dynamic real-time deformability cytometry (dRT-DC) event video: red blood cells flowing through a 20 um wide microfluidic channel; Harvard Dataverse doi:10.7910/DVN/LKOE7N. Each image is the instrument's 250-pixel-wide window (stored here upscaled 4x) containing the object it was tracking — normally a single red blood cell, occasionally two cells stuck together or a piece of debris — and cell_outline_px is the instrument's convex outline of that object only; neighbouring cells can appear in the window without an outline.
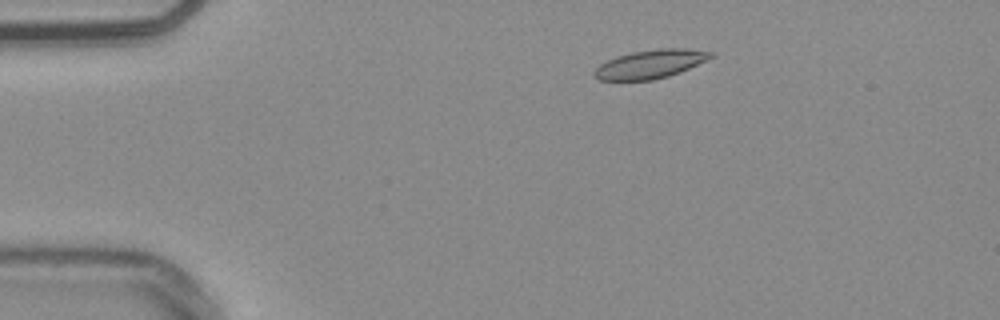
{"species": "common noctule bat (a hibernating species)", "species_latin": "Nyctalus noctula", "temperature_condition": "warm", "stored_images_in_passage": 51, "camera_frame_rate_fps": 3000, "um_per_image_px": 0.085, "animal": {"sex": "male", "body_mass_g": 20.4}, "frame": {"image": 1, "passage_image": 7, "time_ms": 2.0, "image_size_px": [1000, 320], "cell_outline_px": [[716, 56], [680, 72], [668, 76], [652, 80], [600, 80], [592, 76], [592, 72], [600, 64], [616, 56], [632, 52], [660, 48], [688, 48], [716, 52]], "centroid_in_image_um": [55.31, 5.43], "position_along_channel_um": 29.7, "area_um2": 19.59}}
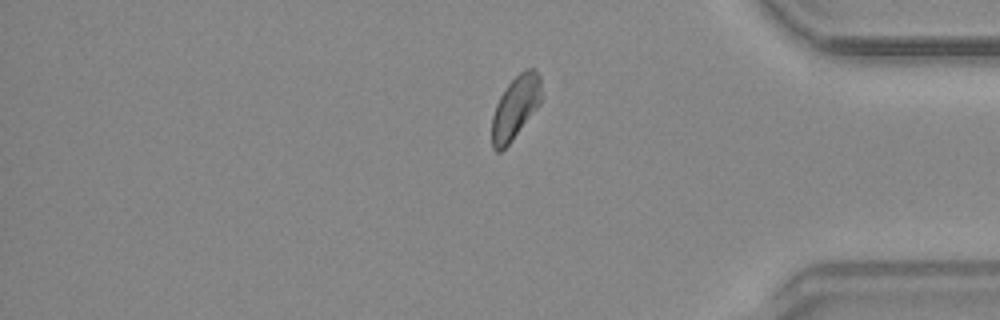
{"frame": {"image": 2, "passage_image": 42, "time_ms": 13.667, "image_size_px": [1000, 320], "cell_outline_px": [[540, 104], [512, 140], [500, 152], [496, 152], [492, 148], [492, 116], [496, 104], [500, 96], [508, 84], [520, 72], [528, 68], [536, 68], [540, 76]], "centroid_in_image_um": [43.8, 9.13], "position_along_channel_um": 391.4, "area_um2": 17.98}}
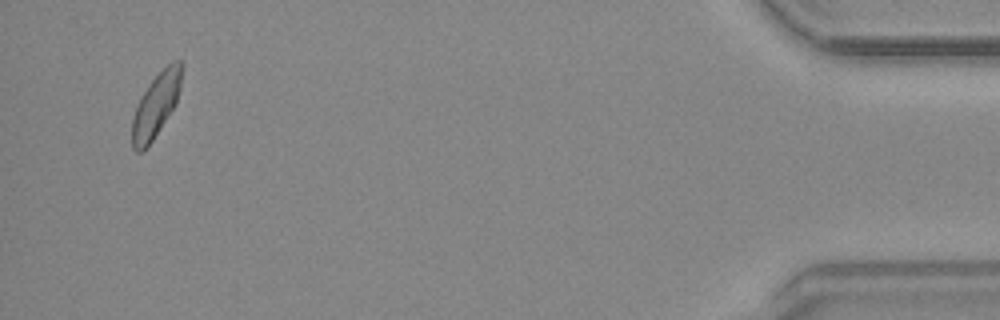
{"frame": {"image": 3, "passage_image": 49, "time_ms": 16.0, "image_size_px": [1000, 320], "cell_outline_px": [[184, 64], [180, 88], [176, 104], [152, 140], [140, 152], [136, 152], [132, 148], [132, 120], [136, 108], [148, 84], [172, 60], [180, 60]], "centroid_in_image_um": [13.29, 8.89], "position_along_channel_um": 421.9, "area_um2": 18.15}, "authors_computed_cell_mechanics": {"area_um2": 18.8428, "velocity_mm_per_s": 3.7729, "shape_relaxation_time_tau1_ms": null, "shape_relaxation_time_tau2_ms": 3.8843, "deformation_change_tau1": null, "deformation_change_tau2": 0.0682}}